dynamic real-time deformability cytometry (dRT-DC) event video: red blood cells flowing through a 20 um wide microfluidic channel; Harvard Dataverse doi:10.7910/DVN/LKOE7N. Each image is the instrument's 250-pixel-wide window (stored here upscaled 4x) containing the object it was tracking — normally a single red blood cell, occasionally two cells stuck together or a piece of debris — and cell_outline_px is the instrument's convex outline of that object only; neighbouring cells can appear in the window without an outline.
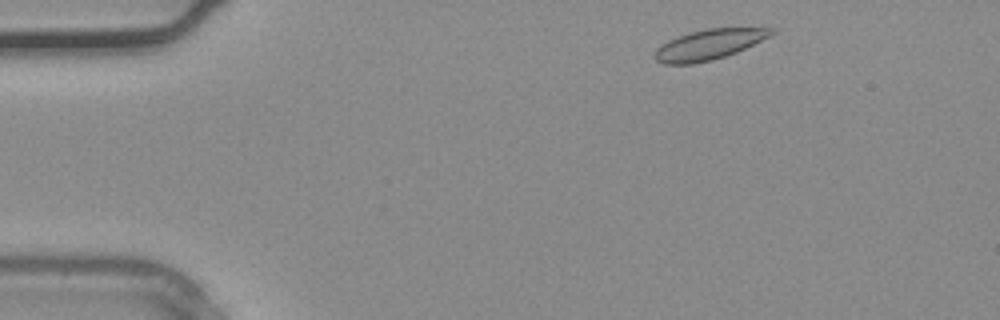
{"species": "common noctule bat (a hibernating species)", "species_latin": "Nyctalus noctula", "temperature_condition": "warm", "stored_images_in_passage": 34, "camera_frame_rate_fps": 3000, "um_per_image_px": 0.085, "animal": {"sex": "male", "body_mass_g": 20.4}, "frame": {"image": 1, "passage_image": 2, "time_ms": 0.333, "image_size_px": [1000, 320], "cell_outline_px": [[776, 32], [772, 36], [736, 52], [712, 60], [692, 64], [664, 64], [656, 60], [652, 56], [656, 48], [668, 40], [692, 32], [708, 28], [776, 28]], "centroid_in_image_um": [60.27, 3.79], "position_along_channel_um": 24.7, "area_um2": 20.52}}
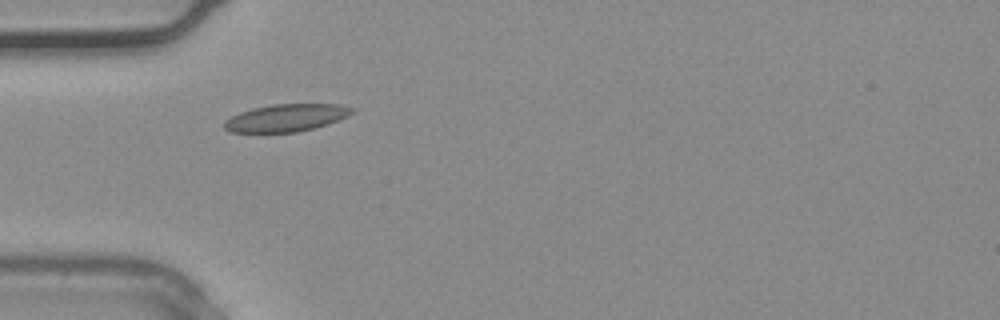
{"frame": {"image": 2, "passage_image": 8, "time_ms": 2.333, "image_size_px": [1000, 320], "cell_outline_px": [[356, 112], [348, 116], [328, 124], [296, 132], [228, 132], [224, 128], [224, 120], [240, 112], [252, 108], [272, 104], [340, 104], [356, 108]], "centroid_in_image_um": [24.35, 10.0], "position_along_channel_um": 60.6, "area_um2": 20.52}}
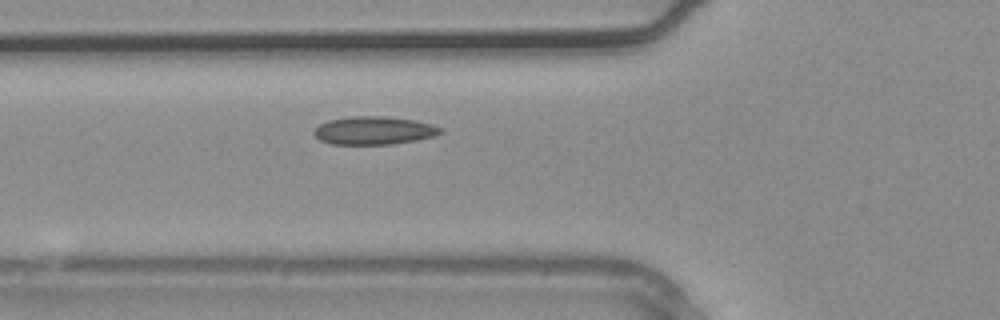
{"frame": {"image": 3, "passage_image": 10, "time_ms": 3.0, "image_size_px": [1000, 320], "cell_outline_px": [[444, 132], [432, 136], [416, 140], [392, 144], [332, 144], [320, 140], [312, 132], [320, 124], [328, 120], [348, 116], [380, 116], [416, 120], [432, 124], [444, 128]], "centroid_in_image_um": [31.8, 11.08], "position_along_channel_um": 94.0, "area_um2": 20.75}}